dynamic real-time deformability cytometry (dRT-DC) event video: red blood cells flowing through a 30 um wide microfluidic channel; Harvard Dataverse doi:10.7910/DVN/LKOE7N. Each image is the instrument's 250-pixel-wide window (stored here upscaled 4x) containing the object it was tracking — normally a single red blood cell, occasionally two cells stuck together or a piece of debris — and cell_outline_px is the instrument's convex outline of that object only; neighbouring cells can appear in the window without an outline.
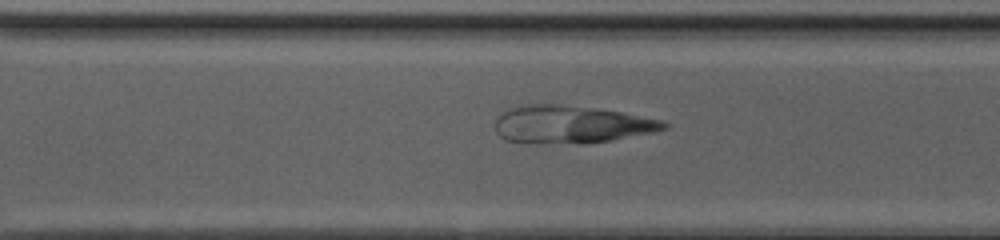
{"species": "common noctule bat (a hibernating species)", "species_latin": "Nyctalus noctula", "temperature_condition": "cold", "stored_images_in_passage": 41, "camera_frame_rate_fps": 3000, "um_per_image_px": 0.085, "animal": {"sex": "female", "body_mass_g": 20.0, "forearm_length_mm": 54.0}, "frame": {"image": 1, "passage_image": 29, "time_ms": 9.333, "image_size_px": [1000, 240], "cell_outline_px": [[668, 128], [656, 132], [612, 140], [508, 140], [500, 136], [496, 132], [496, 120], [508, 108], [516, 104], [560, 104], [592, 108], [620, 112], [664, 120], [668, 124]], "centroid_in_image_um": [48.61, 10.5], "position_along_channel_um": 322.0, "area_um2": 35.32}}